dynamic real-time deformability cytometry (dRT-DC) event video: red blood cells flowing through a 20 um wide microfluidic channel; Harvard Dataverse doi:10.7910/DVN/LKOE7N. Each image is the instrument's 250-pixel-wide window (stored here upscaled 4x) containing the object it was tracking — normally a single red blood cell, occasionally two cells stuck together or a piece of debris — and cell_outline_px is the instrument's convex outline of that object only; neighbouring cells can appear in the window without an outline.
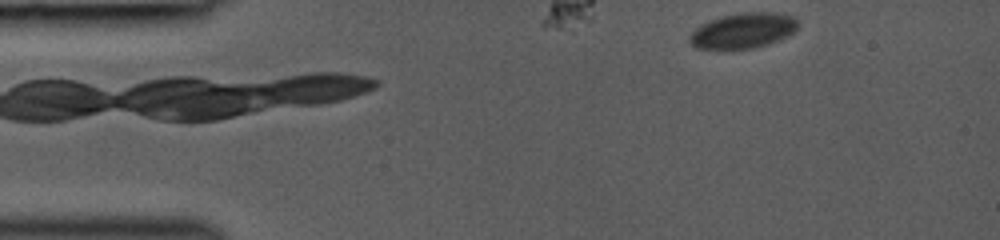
{"species": "common noctule bat (a hibernating species)", "species_latin": "Nyctalus noctula", "temperature_condition": "room temperature", "stored_images_in_passage": 5, "camera_frame_rate_fps": 3000, "um_per_image_px": 0.085, "animal": {"sex": "female", "body_mass_g": 19.0, "forearm_length_mm": 53.3}, "frame": {"image": 1, "passage_image": 5, "time_ms": 2.333, "image_size_px": [1000, 240], "cell_outline_px": [[796, 28], [788, 36], [768, 44], [752, 48], [696, 48], [688, 40], [688, 36], [696, 28], [708, 20], [720, 16], [740, 12], [772, 12], [792, 16], [796, 20]], "centroid_in_image_um": [63.13, 2.58], "position_along_channel_um": 21.9, "area_um2": 22.08}}